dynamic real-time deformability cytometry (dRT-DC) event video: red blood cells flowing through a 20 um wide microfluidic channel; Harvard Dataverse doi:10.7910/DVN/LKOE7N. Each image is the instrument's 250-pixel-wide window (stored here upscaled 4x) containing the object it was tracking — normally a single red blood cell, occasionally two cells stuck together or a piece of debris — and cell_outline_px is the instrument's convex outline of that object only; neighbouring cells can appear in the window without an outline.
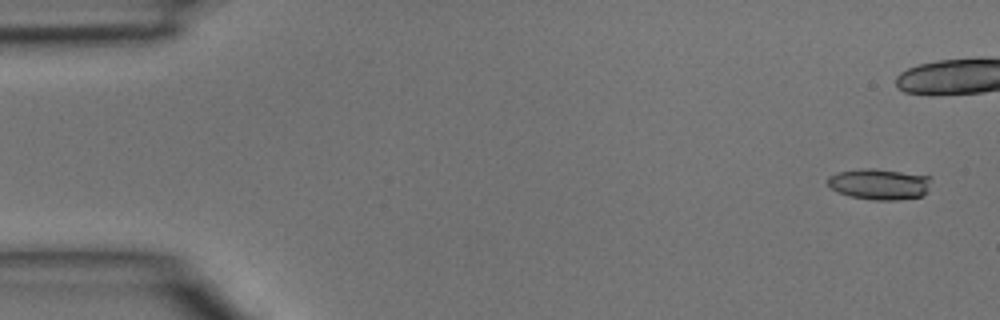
{"species": "common noctule bat (a hibernating species)", "species_latin": "Nyctalus noctula", "temperature_condition": "room temperature", "stored_images_in_passage": 8, "camera_frame_rate_fps": 3000, "um_per_image_px": 0.085, "animal": {"sex": "male", "body_mass_g": 15.6}, "frame": {"image": 1, "passage_image": 1, "time_ms": 0.0, "image_size_px": [1000, 320], "cell_outline_px": [[932, 176], [924, 192], [920, 196], [896, 200], [872, 200], [848, 196], [832, 188], [828, 184], [828, 176], [836, 172], [864, 168], [876, 168]], "centroid_in_image_um": [74.71, 15.63], "position_along_channel_um": 10.3, "area_um2": 18.55}}